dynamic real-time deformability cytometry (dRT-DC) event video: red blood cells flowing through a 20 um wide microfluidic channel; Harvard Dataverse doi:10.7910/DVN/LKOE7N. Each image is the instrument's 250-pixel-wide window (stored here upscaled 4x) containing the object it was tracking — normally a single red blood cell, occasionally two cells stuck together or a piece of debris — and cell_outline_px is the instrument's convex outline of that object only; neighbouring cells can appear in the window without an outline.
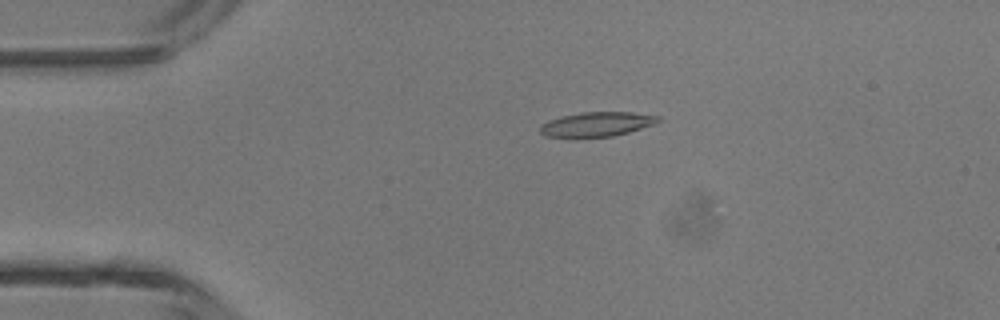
{"species": "common noctule bat (a hibernating species)", "species_latin": "Nyctalus noctula", "temperature_condition": "room temperature", "stored_images_in_passage": 47, "camera_frame_rate_fps": 3000, "um_per_image_px": 0.085, "animal": {"sex": "male", "body_mass_g": 13.3}, "frame": {"image": 1, "passage_image": 10, "time_ms": 3.0, "image_size_px": [1000, 320], "cell_outline_px": [[660, 120], [656, 124], [628, 132], [612, 136], [544, 136], [540, 132], [540, 124], [548, 120], [560, 116], [580, 112], [632, 112], [660, 116]], "centroid_in_image_um": [50.74, 10.53], "position_along_channel_um": 34.3, "area_um2": 16.7}}
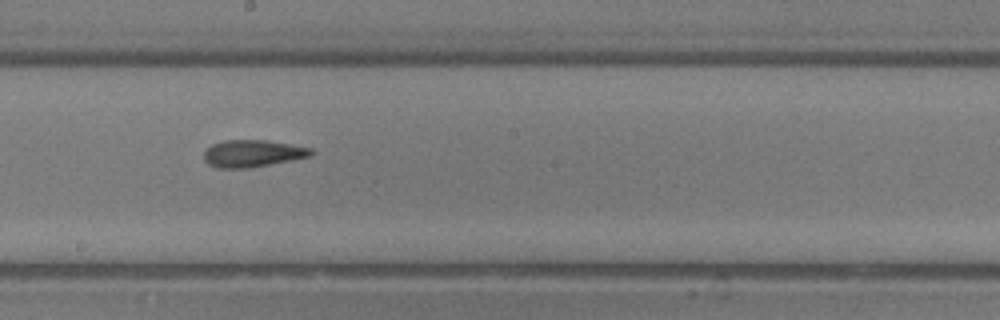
{"frame": {"image": 2, "passage_image": 26, "time_ms": 8.333, "image_size_px": [1000, 320], "cell_outline_px": [[316, 152], [312, 156], [248, 168], [216, 168], [208, 164], [204, 160], [204, 152], [212, 144], [224, 140], [268, 140], [312, 148]], "centroid_in_image_um": [21.48, 13.04], "position_along_channel_um": 226.7, "area_um2": 16.99}}
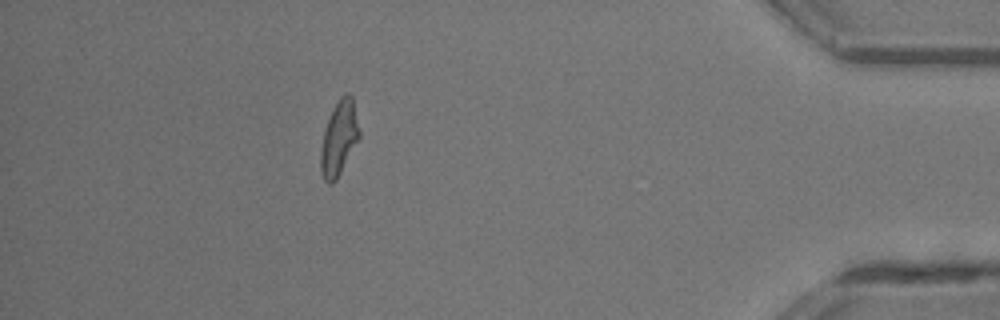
{"frame": {"image": 3, "passage_image": 42, "time_ms": 13.667, "image_size_px": [1000, 320], "cell_outline_px": [[360, 136], [336, 180], [332, 184], [328, 184], [324, 180], [320, 172], [320, 152], [324, 132], [328, 120], [340, 96], [348, 92], [352, 96], [360, 132]], "centroid_in_image_um": [28.81, 11.77], "position_along_channel_um": 406.4, "area_um2": 16.47}, "authors_computed_cell_mechanics": {"area_um2": 16.9354, "velocity_mm_per_s": 4.3707, "shape_relaxation_time_tau1_ms": 6.4553, "shape_relaxation_time_tau2_ms": 3.2438, "deformation_change_tau1": 0.1935, "deformation_change_tau2": 0.1228}}